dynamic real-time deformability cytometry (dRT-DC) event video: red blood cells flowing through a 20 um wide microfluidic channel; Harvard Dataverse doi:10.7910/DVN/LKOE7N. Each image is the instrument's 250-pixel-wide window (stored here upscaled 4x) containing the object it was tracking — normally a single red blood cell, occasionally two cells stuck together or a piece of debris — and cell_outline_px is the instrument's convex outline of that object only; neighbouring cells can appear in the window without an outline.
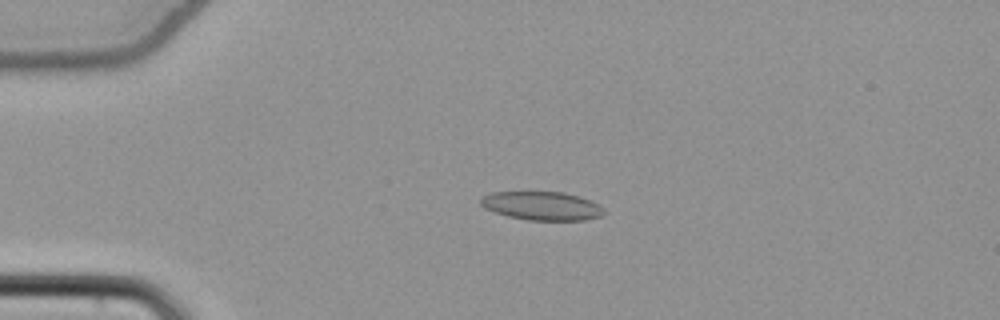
{"species": "common noctule bat (a hibernating species)", "species_latin": "Nyctalus noctula", "temperature_condition": "cold", "stored_images_in_passage": 54, "camera_frame_rate_fps": 3000, "um_per_image_px": 0.085, "animal": {"sex": "female", "body_mass_g": 22.7, "forearm_length_mm": 54.2}, "frame": {"image": 1, "passage_image": 13, "time_ms": 4.0, "image_size_px": [1000, 320], "cell_outline_px": [[604, 212], [600, 216], [584, 220], [528, 220], [508, 216], [484, 208], [480, 204], [480, 200], [484, 196], [492, 192], [564, 192], [580, 196], [604, 208]], "centroid_in_image_um": [46.05, 17.49], "position_along_channel_um": 39.0, "area_um2": 20.35}}
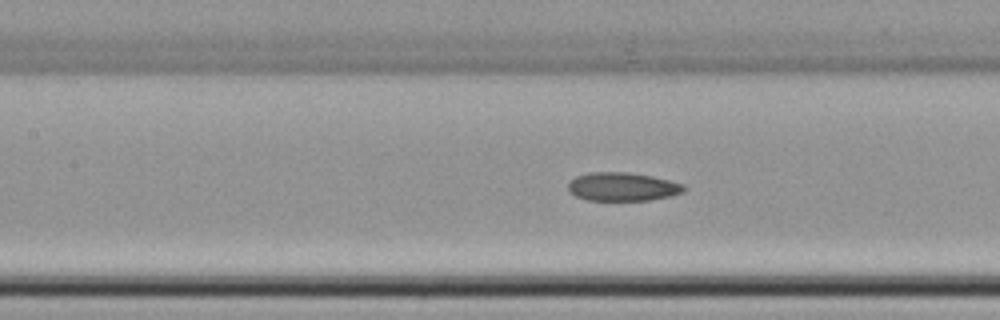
{"frame": {"image": 2, "passage_image": 25, "time_ms": 8.0, "image_size_px": [1000, 320], "cell_outline_px": [[684, 192], [668, 196], [648, 200], [588, 200], [576, 196], [568, 188], [568, 184], [576, 176], [588, 172], [628, 172], [652, 176], [684, 184]], "centroid_in_image_um": [52.91, 15.86], "position_along_channel_um": 154.5, "area_um2": 19.02}}
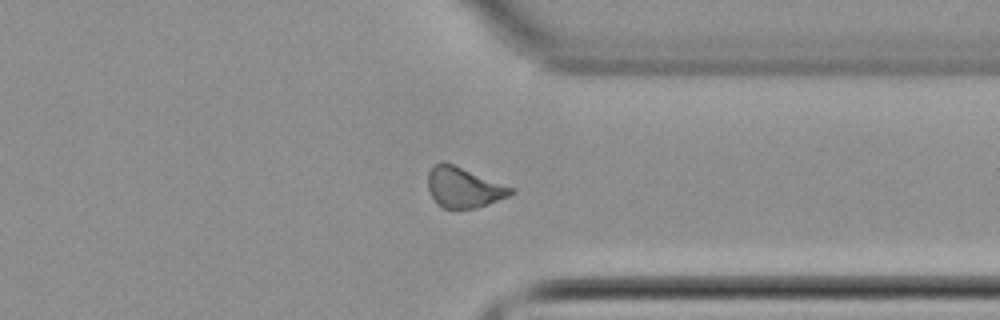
{"frame": {"image": 3, "passage_image": 42, "time_ms": 13.667, "image_size_px": [1000, 320], "cell_outline_px": [[512, 192], [508, 196], [476, 208], [444, 208], [432, 196], [428, 188], [428, 172], [432, 164], [440, 160], [444, 160], [512, 188]], "centroid_in_image_um": [39.34, 15.89], "position_along_channel_um": 372.1, "area_um2": 19.13}, "authors_computed_cell_mechanics": {"area_um2": 19.9121, "velocity_mm_per_s": 3.8552, "shape_relaxation_time_tau1_ms": null, "shape_relaxation_time_tau2_ms": 3.7208, "deformation_change_tau1": null, "deformation_change_tau2": 0.1017}}